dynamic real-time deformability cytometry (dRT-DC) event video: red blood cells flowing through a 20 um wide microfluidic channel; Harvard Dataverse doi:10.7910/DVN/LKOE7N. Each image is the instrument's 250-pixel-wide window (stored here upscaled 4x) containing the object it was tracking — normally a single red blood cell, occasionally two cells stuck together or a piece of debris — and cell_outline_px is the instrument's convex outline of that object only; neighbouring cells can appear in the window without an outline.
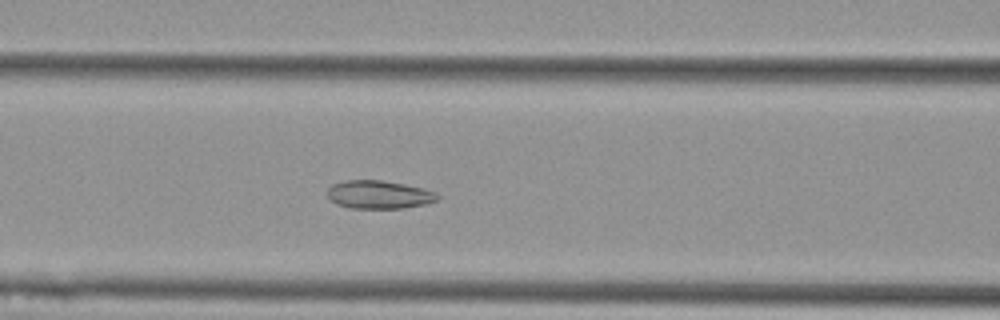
{"species": "Egyptian fruit bat (a non-hibernating species)", "species_latin": "Rousettus aegyptiacus", "temperature_condition": "cold", "stored_images_in_passage": 49, "camera_frame_rate_fps": 3000, "um_per_image_px": 0.085, "animal": {"sex": "female"}, "frame": {"image": 1, "passage_image": 17, "time_ms": 5.333, "image_size_px": [1000, 320], "cell_outline_px": [[440, 196], [436, 200], [424, 204], [404, 208], [352, 208], [336, 204], [328, 200], [328, 188], [332, 184], [348, 180], [380, 180], [404, 184], [424, 188], [436, 192]], "centroid_in_image_um": [32.2, 16.54], "position_along_channel_um": 134.4, "area_um2": 18.09}}
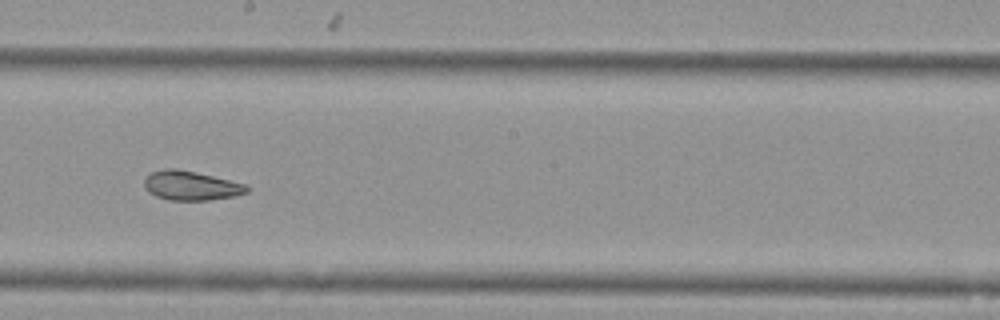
{"frame": {"image": 2, "passage_image": 25, "time_ms": 8.0, "image_size_px": [1000, 320], "cell_outline_px": [[248, 192], [232, 196], [208, 200], [168, 200], [156, 196], [148, 192], [144, 184], [144, 180], [152, 172], [164, 168], [176, 168], [196, 172], [248, 184]], "centroid_in_image_um": [16.23, 15.77], "position_along_channel_um": 232.0, "area_um2": 17.46}}
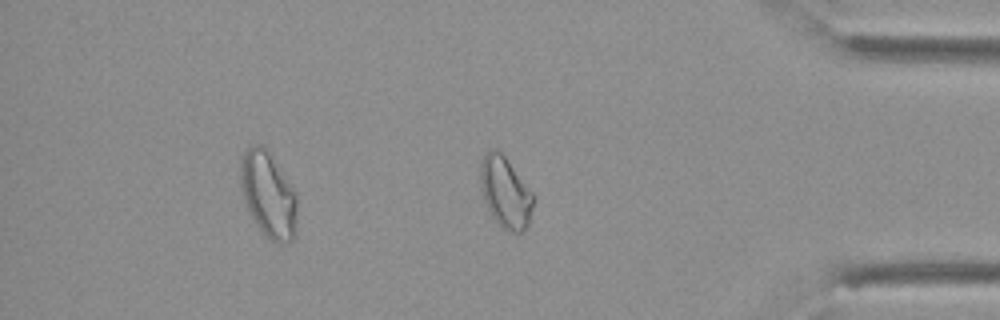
{"frame": {"image": 3, "passage_image": 40, "time_ms": 13.0, "image_size_px": [1000, 320], "cell_outline_px": [[536, 196], [528, 224], [524, 232], [512, 232], [504, 228], [492, 216], [484, 200], [480, 180], [480, 164], [484, 152], [492, 148], [496, 148], [504, 156]], "centroid_in_image_um": [42.97, 16.33], "position_along_channel_um": 392.2, "area_um2": 21.91}, "authors_computed_cell_mechanics": {"area_um2": 20.4034, "velocity_mm_per_s": 3.6744, "shape_relaxation_time_tau1_ms": 10.2521, "shape_relaxation_time_tau2_ms": 2.9255, "deformation_change_tau1": 0.1262, "deformation_change_tau2": 0.083}}